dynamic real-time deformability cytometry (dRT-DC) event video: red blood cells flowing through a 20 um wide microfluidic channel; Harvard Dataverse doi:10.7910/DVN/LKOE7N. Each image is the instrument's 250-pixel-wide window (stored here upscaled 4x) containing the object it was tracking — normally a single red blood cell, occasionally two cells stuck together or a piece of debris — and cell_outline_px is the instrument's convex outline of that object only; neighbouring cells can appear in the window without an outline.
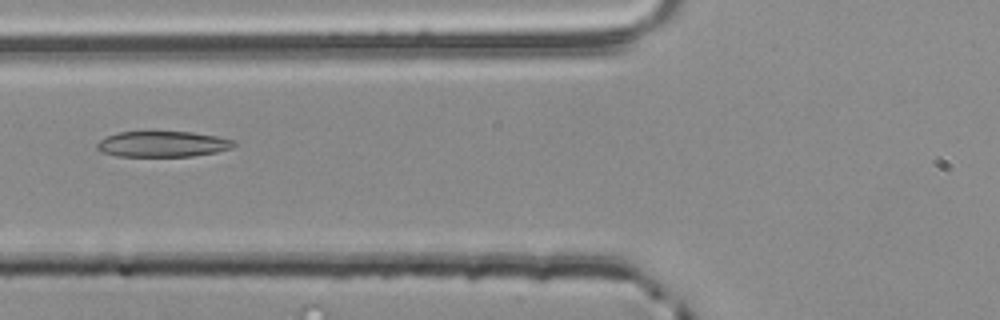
{"species": "common noctule bat (a hibernating species)", "species_latin": "Nyctalus noctula", "temperature_condition": "room temperature", "stored_images_in_passage": 6, "segment_of_instrument_passage": [1, 2], "camera_frame_rate_fps": 3000, "um_per_image_px": 0.085, "animal": {"sex": "male", "body_mass_g": 20.4}, "frame": {"image": 1, "passage_image": 5, "time_ms": 1.333, "image_size_px": [1000, 320], "cell_outline_px": [[236, 144], [232, 148], [216, 152], [192, 156], [116, 156], [100, 152], [96, 148], [96, 144], [100, 140], [116, 132], [192, 132], [216, 136], [236, 140]], "centroid_in_image_um": [13.82, 12.25], "position_along_channel_um": 112.0, "area_um2": 20.58}}